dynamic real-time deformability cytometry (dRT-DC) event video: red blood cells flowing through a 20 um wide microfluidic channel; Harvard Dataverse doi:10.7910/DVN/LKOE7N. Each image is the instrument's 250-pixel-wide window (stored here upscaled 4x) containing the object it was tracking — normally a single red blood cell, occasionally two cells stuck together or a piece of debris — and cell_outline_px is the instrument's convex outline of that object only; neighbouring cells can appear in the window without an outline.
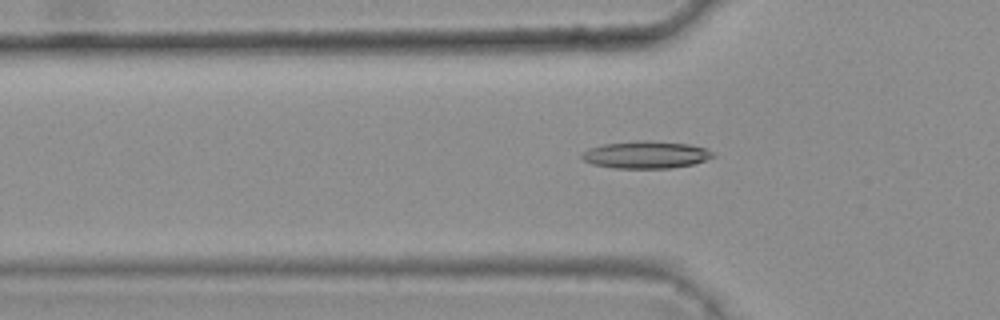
{"species": "common noctule bat (a hibernating species)", "species_latin": "Nyctalus noctula", "temperature_condition": "warm", "stored_images_in_passage": 36, "camera_frame_rate_fps": 3000, "um_per_image_px": 0.085, "animal": {"sex": "female", "body_mass_g": 25.1}, "frame": {"image": 1, "passage_image": 6, "time_ms": 1.667, "image_size_px": [1000, 320], "cell_outline_px": [[716, 156], [692, 164], [672, 168], [616, 168], [592, 164], [584, 160], [580, 156], [588, 148], [604, 144], [636, 140], [648, 140], [688, 144], [704, 148], [712, 152]], "centroid_in_image_um": [54.88, 13.15], "position_along_channel_um": 70.9, "area_um2": 20.75}}
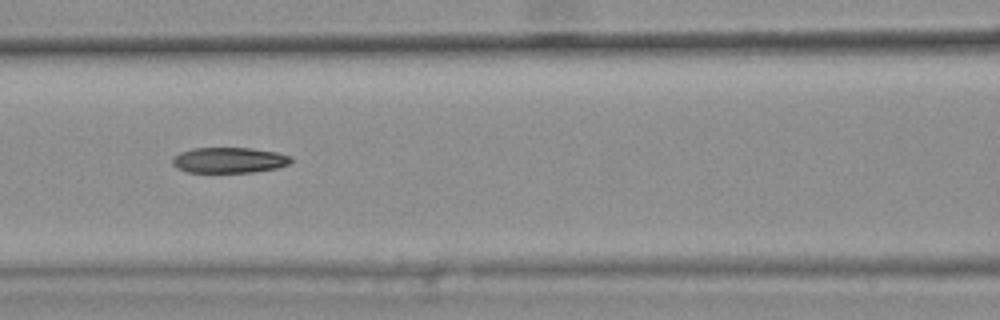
{"frame": {"image": 2, "passage_image": 12, "time_ms": 3.667, "image_size_px": [1000, 320], "cell_outline_px": [[292, 160], [288, 164], [276, 168], [252, 172], [188, 172], [176, 168], [172, 164], [172, 156], [180, 152], [192, 148], [252, 148], [276, 152], [292, 156]], "centroid_in_image_um": [19.44, 13.61], "position_along_channel_um": 147.2, "area_um2": 17.74}}
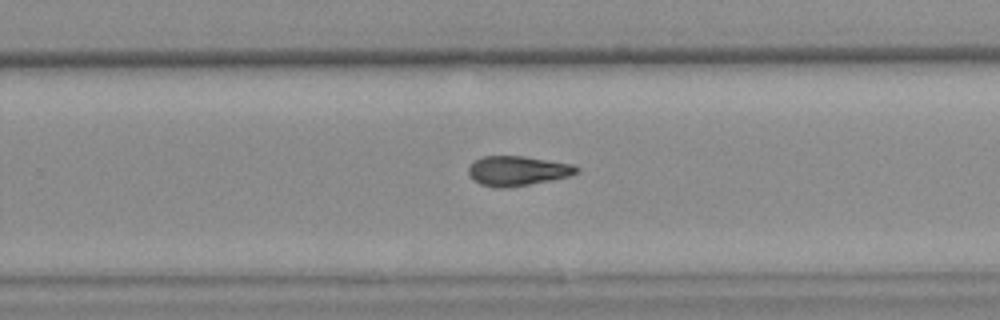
{"frame": {"image": 3, "passage_image": 23, "time_ms": 7.333, "image_size_px": [1000, 320], "cell_outline_px": [[580, 172], [568, 176], [528, 184], [500, 188], [480, 184], [468, 172], [468, 168], [480, 156], [524, 156], [572, 164], [580, 168]], "centroid_in_image_um": [44.01, 14.5], "position_along_channel_um": 285.8, "area_um2": 18.32}, "authors_computed_cell_mechanics": {"area_um2": 18.6694, "velocity_mm_per_s": 3.7959, "shape_relaxation_time_tau1_ms": null, "shape_relaxation_time_tau2_ms": 7.6346, "deformation_change_tau1": null, "deformation_change_tau2": 0.1807}}